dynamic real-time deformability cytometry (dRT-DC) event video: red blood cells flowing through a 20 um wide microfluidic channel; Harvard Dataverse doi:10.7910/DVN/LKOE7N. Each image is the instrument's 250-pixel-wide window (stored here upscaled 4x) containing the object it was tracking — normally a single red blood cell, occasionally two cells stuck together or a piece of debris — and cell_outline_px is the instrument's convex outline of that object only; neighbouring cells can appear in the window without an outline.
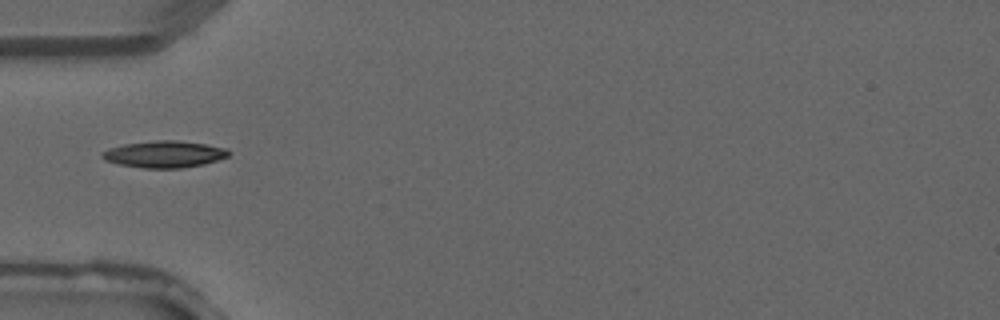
{"species": "common noctule bat (a hibernating species)", "species_latin": "Nyctalus noctula", "temperature_condition": "warm", "stored_images_in_passage": 1, "camera_frame_rate_fps": 3000, "um_per_image_px": 0.085, "animal": {"sex": "male", "forearm_length_mm": 52.5}, "frame": {"image": 1, "passage_image": 1, "time_ms": 0.0, "image_size_px": [1000, 320], "cell_outline_px": [[232, 152], [228, 156], [204, 164], [180, 168], [144, 168], [120, 164], [104, 160], [100, 156], [100, 152], [108, 148], [124, 144], [156, 140], [176, 140], [204, 144], [228, 148]], "centroid_in_image_um": [13.95, 13.1], "position_along_channel_um": 71.0, "area_um2": 19.77}}